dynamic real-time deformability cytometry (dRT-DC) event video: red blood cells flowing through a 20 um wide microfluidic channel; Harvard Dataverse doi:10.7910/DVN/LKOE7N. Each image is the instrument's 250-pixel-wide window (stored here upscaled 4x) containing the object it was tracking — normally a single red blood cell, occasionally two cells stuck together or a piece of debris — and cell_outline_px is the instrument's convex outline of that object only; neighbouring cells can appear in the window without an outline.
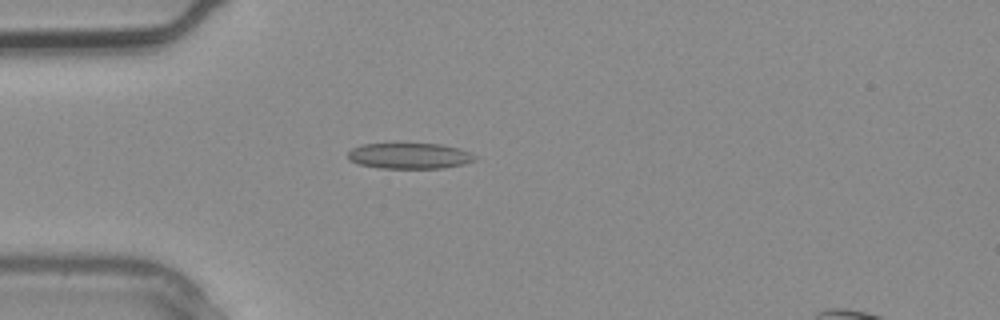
{"species": "common noctule bat (a hibernating species)", "species_latin": "Nyctalus noctula", "temperature_condition": "warm", "stored_images_in_passage": 2, "camera_frame_rate_fps": 3000, "um_per_image_px": 0.085, "animal": {"sex": "male", "body_mass_g": 20.4}, "frame": {"image": 1, "passage_image": 2, "time_ms": 0.333, "image_size_px": [1000, 320], "cell_outline_px": [[476, 160], [464, 164], [444, 168], [380, 168], [360, 164], [348, 160], [348, 152], [352, 148], [364, 144], [440, 144], [460, 148], [472, 152], [476, 156]], "centroid_in_image_um": [34.85, 13.25], "position_along_channel_um": 50.1, "area_um2": 19.13}}